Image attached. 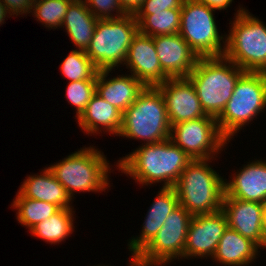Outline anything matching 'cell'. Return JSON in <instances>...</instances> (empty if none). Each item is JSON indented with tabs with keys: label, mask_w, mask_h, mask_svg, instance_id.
Instances as JSON below:
<instances>
[{
	"label": "cell",
	"mask_w": 266,
	"mask_h": 266,
	"mask_svg": "<svg viewBox=\"0 0 266 266\" xmlns=\"http://www.w3.org/2000/svg\"><path fill=\"white\" fill-rule=\"evenodd\" d=\"M190 161L191 158L169 138L158 143L140 144L113 165L141 188L159 183L163 188L174 187Z\"/></svg>",
	"instance_id": "6da1fadb"
},
{
	"label": "cell",
	"mask_w": 266,
	"mask_h": 266,
	"mask_svg": "<svg viewBox=\"0 0 266 266\" xmlns=\"http://www.w3.org/2000/svg\"><path fill=\"white\" fill-rule=\"evenodd\" d=\"M106 156L94 145L83 146L62 160L50 164L48 168L75 200L77 193L95 194L111 190L109 188L113 183H110V175L114 171V166Z\"/></svg>",
	"instance_id": "7a4b0ae2"
},
{
	"label": "cell",
	"mask_w": 266,
	"mask_h": 266,
	"mask_svg": "<svg viewBox=\"0 0 266 266\" xmlns=\"http://www.w3.org/2000/svg\"><path fill=\"white\" fill-rule=\"evenodd\" d=\"M217 159H193L173 187L179 204L192 216L211 214L222 209L224 175L210 164Z\"/></svg>",
	"instance_id": "3957f363"
},
{
	"label": "cell",
	"mask_w": 266,
	"mask_h": 266,
	"mask_svg": "<svg viewBox=\"0 0 266 266\" xmlns=\"http://www.w3.org/2000/svg\"><path fill=\"white\" fill-rule=\"evenodd\" d=\"M245 72L224 56L198 58L187 78L194 85L206 115L217 119Z\"/></svg>",
	"instance_id": "277c9868"
},
{
	"label": "cell",
	"mask_w": 266,
	"mask_h": 266,
	"mask_svg": "<svg viewBox=\"0 0 266 266\" xmlns=\"http://www.w3.org/2000/svg\"><path fill=\"white\" fill-rule=\"evenodd\" d=\"M238 7L229 21L224 57L244 71L266 72V24L243 5Z\"/></svg>",
	"instance_id": "5b68a950"
},
{
	"label": "cell",
	"mask_w": 266,
	"mask_h": 266,
	"mask_svg": "<svg viewBox=\"0 0 266 266\" xmlns=\"http://www.w3.org/2000/svg\"><path fill=\"white\" fill-rule=\"evenodd\" d=\"M170 134L171 124L162 93L156 86L145 87L123 113L122 127L117 137L151 144L169 139Z\"/></svg>",
	"instance_id": "8992f818"
},
{
	"label": "cell",
	"mask_w": 266,
	"mask_h": 266,
	"mask_svg": "<svg viewBox=\"0 0 266 266\" xmlns=\"http://www.w3.org/2000/svg\"><path fill=\"white\" fill-rule=\"evenodd\" d=\"M266 110V72L246 71L216 119L222 136L230 143L240 130Z\"/></svg>",
	"instance_id": "52a82bcc"
},
{
	"label": "cell",
	"mask_w": 266,
	"mask_h": 266,
	"mask_svg": "<svg viewBox=\"0 0 266 266\" xmlns=\"http://www.w3.org/2000/svg\"><path fill=\"white\" fill-rule=\"evenodd\" d=\"M138 32L134 14L98 20L86 55L98 70H120Z\"/></svg>",
	"instance_id": "ba28073f"
},
{
	"label": "cell",
	"mask_w": 266,
	"mask_h": 266,
	"mask_svg": "<svg viewBox=\"0 0 266 266\" xmlns=\"http://www.w3.org/2000/svg\"><path fill=\"white\" fill-rule=\"evenodd\" d=\"M216 11L196 0L182 4L179 34L198 58L224 56L227 33L220 32Z\"/></svg>",
	"instance_id": "9c48e42d"
},
{
	"label": "cell",
	"mask_w": 266,
	"mask_h": 266,
	"mask_svg": "<svg viewBox=\"0 0 266 266\" xmlns=\"http://www.w3.org/2000/svg\"><path fill=\"white\" fill-rule=\"evenodd\" d=\"M192 215L180 204L168 215L155 237L127 266H167L184 261V247Z\"/></svg>",
	"instance_id": "30bf717a"
},
{
	"label": "cell",
	"mask_w": 266,
	"mask_h": 266,
	"mask_svg": "<svg viewBox=\"0 0 266 266\" xmlns=\"http://www.w3.org/2000/svg\"><path fill=\"white\" fill-rule=\"evenodd\" d=\"M170 139L191 160L220 158L229 143L220 133L216 119L208 115L172 125Z\"/></svg>",
	"instance_id": "8fae6325"
},
{
	"label": "cell",
	"mask_w": 266,
	"mask_h": 266,
	"mask_svg": "<svg viewBox=\"0 0 266 266\" xmlns=\"http://www.w3.org/2000/svg\"><path fill=\"white\" fill-rule=\"evenodd\" d=\"M227 228L226 215L222 210L193 216L188 226L184 261L195 258L211 260Z\"/></svg>",
	"instance_id": "7c38bea8"
},
{
	"label": "cell",
	"mask_w": 266,
	"mask_h": 266,
	"mask_svg": "<svg viewBox=\"0 0 266 266\" xmlns=\"http://www.w3.org/2000/svg\"><path fill=\"white\" fill-rule=\"evenodd\" d=\"M165 100L171 126L206 117L196 90L188 78H169L156 86Z\"/></svg>",
	"instance_id": "4fadbf2b"
},
{
	"label": "cell",
	"mask_w": 266,
	"mask_h": 266,
	"mask_svg": "<svg viewBox=\"0 0 266 266\" xmlns=\"http://www.w3.org/2000/svg\"><path fill=\"white\" fill-rule=\"evenodd\" d=\"M123 66L146 87L164 83L169 77L162 71L152 36L140 32L134 37Z\"/></svg>",
	"instance_id": "5bb4252c"
},
{
	"label": "cell",
	"mask_w": 266,
	"mask_h": 266,
	"mask_svg": "<svg viewBox=\"0 0 266 266\" xmlns=\"http://www.w3.org/2000/svg\"><path fill=\"white\" fill-rule=\"evenodd\" d=\"M254 159L233 171L231 180L225 178L224 196L261 204L266 201V159Z\"/></svg>",
	"instance_id": "9a60e30c"
},
{
	"label": "cell",
	"mask_w": 266,
	"mask_h": 266,
	"mask_svg": "<svg viewBox=\"0 0 266 266\" xmlns=\"http://www.w3.org/2000/svg\"><path fill=\"white\" fill-rule=\"evenodd\" d=\"M221 210L226 215L229 228L250 239L260 249H264L263 204L224 196Z\"/></svg>",
	"instance_id": "2e32d148"
},
{
	"label": "cell",
	"mask_w": 266,
	"mask_h": 266,
	"mask_svg": "<svg viewBox=\"0 0 266 266\" xmlns=\"http://www.w3.org/2000/svg\"><path fill=\"white\" fill-rule=\"evenodd\" d=\"M158 193V194H157ZM152 201L141 225L140 234L129 239L127 247L135 257L158 233L168 215L179 205L176 190L173 187H160Z\"/></svg>",
	"instance_id": "e0dca14e"
},
{
	"label": "cell",
	"mask_w": 266,
	"mask_h": 266,
	"mask_svg": "<svg viewBox=\"0 0 266 266\" xmlns=\"http://www.w3.org/2000/svg\"><path fill=\"white\" fill-rule=\"evenodd\" d=\"M162 67L169 78H187L198 60L180 34L153 37Z\"/></svg>",
	"instance_id": "ac0fdd59"
},
{
	"label": "cell",
	"mask_w": 266,
	"mask_h": 266,
	"mask_svg": "<svg viewBox=\"0 0 266 266\" xmlns=\"http://www.w3.org/2000/svg\"><path fill=\"white\" fill-rule=\"evenodd\" d=\"M113 71L116 70H99L97 72L96 93L124 113L146 86L132 74L125 72V74L118 75L117 73L116 76H113L111 75Z\"/></svg>",
	"instance_id": "d6986e66"
},
{
	"label": "cell",
	"mask_w": 266,
	"mask_h": 266,
	"mask_svg": "<svg viewBox=\"0 0 266 266\" xmlns=\"http://www.w3.org/2000/svg\"><path fill=\"white\" fill-rule=\"evenodd\" d=\"M122 117L123 113L120 110L95 93L85 111L75 121L81 131L88 136H103V133L118 136L122 127Z\"/></svg>",
	"instance_id": "ffe728a7"
},
{
	"label": "cell",
	"mask_w": 266,
	"mask_h": 266,
	"mask_svg": "<svg viewBox=\"0 0 266 266\" xmlns=\"http://www.w3.org/2000/svg\"><path fill=\"white\" fill-rule=\"evenodd\" d=\"M25 178L18 189L24 197L53 203L59 208H74V200L48 166L42 168L40 173H33Z\"/></svg>",
	"instance_id": "44dd1931"
},
{
	"label": "cell",
	"mask_w": 266,
	"mask_h": 266,
	"mask_svg": "<svg viewBox=\"0 0 266 266\" xmlns=\"http://www.w3.org/2000/svg\"><path fill=\"white\" fill-rule=\"evenodd\" d=\"M260 251L254 242L228 227L218 243L212 262L223 266H252L260 257Z\"/></svg>",
	"instance_id": "7402d4cb"
},
{
	"label": "cell",
	"mask_w": 266,
	"mask_h": 266,
	"mask_svg": "<svg viewBox=\"0 0 266 266\" xmlns=\"http://www.w3.org/2000/svg\"><path fill=\"white\" fill-rule=\"evenodd\" d=\"M98 19L90 12L84 0H73L64 16L62 29L67 33L76 50L90 46Z\"/></svg>",
	"instance_id": "603a6c76"
},
{
	"label": "cell",
	"mask_w": 266,
	"mask_h": 266,
	"mask_svg": "<svg viewBox=\"0 0 266 266\" xmlns=\"http://www.w3.org/2000/svg\"><path fill=\"white\" fill-rule=\"evenodd\" d=\"M75 212L74 208H60L51 217L37 223L29 233L33 238L41 239L47 244H62L75 232Z\"/></svg>",
	"instance_id": "cb8c5ba5"
},
{
	"label": "cell",
	"mask_w": 266,
	"mask_h": 266,
	"mask_svg": "<svg viewBox=\"0 0 266 266\" xmlns=\"http://www.w3.org/2000/svg\"><path fill=\"white\" fill-rule=\"evenodd\" d=\"M10 208H13L14 211L16 210L15 215L18 223L22 227H26L28 231L60 209L53 203L26 198L19 191H17Z\"/></svg>",
	"instance_id": "d4e9b609"
},
{
	"label": "cell",
	"mask_w": 266,
	"mask_h": 266,
	"mask_svg": "<svg viewBox=\"0 0 266 266\" xmlns=\"http://www.w3.org/2000/svg\"><path fill=\"white\" fill-rule=\"evenodd\" d=\"M139 32L156 37L179 34L181 9H168L152 15H134Z\"/></svg>",
	"instance_id": "484cf974"
},
{
	"label": "cell",
	"mask_w": 266,
	"mask_h": 266,
	"mask_svg": "<svg viewBox=\"0 0 266 266\" xmlns=\"http://www.w3.org/2000/svg\"><path fill=\"white\" fill-rule=\"evenodd\" d=\"M59 66L61 75L69 82L96 80L99 71L84 50H70Z\"/></svg>",
	"instance_id": "4316f807"
},
{
	"label": "cell",
	"mask_w": 266,
	"mask_h": 266,
	"mask_svg": "<svg viewBox=\"0 0 266 266\" xmlns=\"http://www.w3.org/2000/svg\"><path fill=\"white\" fill-rule=\"evenodd\" d=\"M73 0H34L30 14L46 29H59ZM59 27V28H58Z\"/></svg>",
	"instance_id": "83f0119b"
},
{
	"label": "cell",
	"mask_w": 266,
	"mask_h": 266,
	"mask_svg": "<svg viewBox=\"0 0 266 266\" xmlns=\"http://www.w3.org/2000/svg\"><path fill=\"white\" fill-rule=\"evenodd\" d=\"M65 97L68 104L75 107V118L78 119L85 111L87 104L96 93V80L67 81Z\"/></svg>",
	"instance_id": "f1b7e54d"
},
{
	"label": "cell",
	"mask_w": 266,
	"mask_h": 266,
	"mask_svg": "<svg viewBox=\"0 0 266 266\" xmlns=\"http://www.w3.org/2000/svg\"><path fill=\"white\" fill-rule=\"evenodd\" d=\"M90 12L98 19L120 18L126 13L118 0H84ZM115 12V13H114Z\"/></svg>",
	"instance_id": "f546056e"
},
{
	"label": "cell",
	"mask_w": 266,
	"mask_h": 266,
	"mask_svg": "<svg viewBox=\"0 0 266 266\" xmlns=\"http://www.w3.org/2000/svg\"><path fill=\"white\" fill-rule=\"evenodd\" d=\"M184 0H144L134 15H152L168 9H181Z\"/></svg>",
	"instance_id": "4dcf8cb0"
},
{
	"label": "cell",
	"mask_w": 266,
	"mask_h": 266,
	"mask_svg": "<svg viewBox=\"0 0 266 266\" xmlns=\"http://www.w3.org/2000/svg\"><path fill=\"white\" fill-rule=\"evenodd\" d=\"M8 11L12 14V18L25 17L30 15L34 0H1ZM22 15V16H20Z\"/></svg>",
	"instance_id": "1f68e13d"
},
{
	"label": "cell",
	"mask_w": 266,
	"mask_h": 266,
	"mask_svg": "<svg viewBox=\"0 0 266 266\" xmlns=\"http://www.w3.org/2000/svg\"><path fill=\"white\" fill-rule=\"evenodd\" d=\"M204 5H207L210 8H213L217 11H224L229 9L234 0H196Z\"/></svg>",
	"instance_id": "d6a6232c"
},
{
	"label": "cell",
	"mask_w": 266,
	"mask_h": 266,
	"mask_svg": "<svg viewBox=\"0 0 266 266\" xmlns=\"http://www.w3.org/2000/svg\"><path fill=\"white\" fill-rule=\"evenodd\" d=\"M144 0H118L126 14H135L141 7Z\"/></svg>",
	"instance_id": "836d02e7"
},
{
	"label": "cell",
	"mask_w": 266,
	"mask_h": 266,
	"mask_svg": "<svg viewBox=\"0 0 266 266\" xmlns=\"http://www.w3.org/2000/svg\"><path fill=\"white\" fill-rule=\"evenodd\" d=\"M12 14L8 11L5 4L0 0V27L1 25L5 24V20L10 18Z\"/></svg>",
	"instance_id": "e575fe53"
},
{
	"label": "cell",
	"mask_w": 266,
	"mask_h": 266,
	"mask_svg": "<svg viewBox=\"0 0 266 266\" xmlns=\"http://www.w3.org/2000/svg\"><path fill=\"white\" fill-rule=\"evenodd\" d=\"M262 234H263V240H264V248L266 249V217H263Z\"/></svg>",
	"instance_id": "d590c367"
},
{
	"label": "cell",
	"mask_w": 266,
	"mask_h": 266,
	"mask_svg": "<svg viewBox=\"0 0 266 266\" xmlns=\"http://www.w3.org/2000/svg\"><path fill=\"white\" fill-rule=\"evenodd\" d=\"M263 210H264L263 217H266V201L263 203Z\"/></svg>",
	"instance_id": "8d00e7d4"
},
{
	"label": "cell",
	"mask_w": 266,
	"mask_h": 266,
	"mask_svg": "<svg viewBox=\"0 0 266 266\" xmlns=\"http://www.w3.org/2000/svg\"><path fill=\"white\" fill-rule=\"evenodd\" d=\"M93 266H109V265H104V264H101V265L98 264V265H96V264H95V265H93ZM110 266H112V265H110Z\"/></svg>",
	"instance_id": "74e56055"
}]
</instances>
